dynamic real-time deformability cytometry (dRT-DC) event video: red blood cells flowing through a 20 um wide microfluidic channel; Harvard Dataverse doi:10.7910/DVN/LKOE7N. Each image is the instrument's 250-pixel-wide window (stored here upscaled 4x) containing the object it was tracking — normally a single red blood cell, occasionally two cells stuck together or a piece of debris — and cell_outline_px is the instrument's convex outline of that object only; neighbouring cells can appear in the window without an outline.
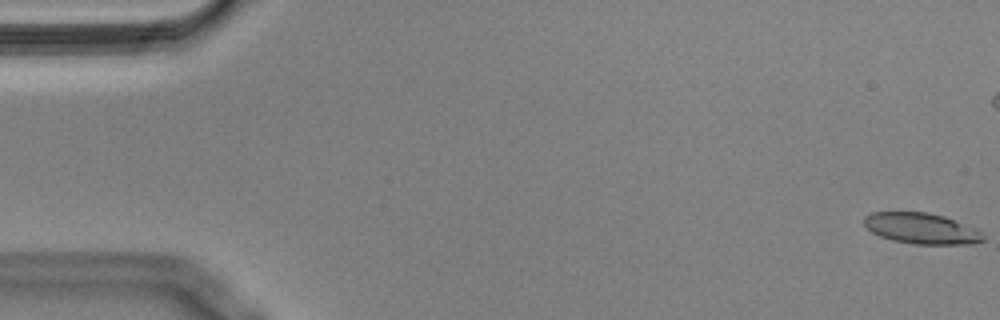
{"species": "Egyptian fruit bat (a non-hibernating species)", "species_latin": "Rousettus aegyptiacus", "temperature_condition": "cold", "stored_images_in_passage": 57, "camera_frame_rate_fps": 3000, "um_per_image_px": 0.085, "animal": {"sex": "male"}, "frame": {"image": 1, "passage_image": 1, "time_ms": 0.0, "image_size_px": [1000, 320], "cell_outline_px": [[984, 240], [972, 244], [912, 244], [892, 240], [880, 236], [872, 232], [864, 224], [864, 216], [872, 212], [928, 212], [944, 216], [976, 228], [984, 232]], "centroid_in_image_um": [78.35, 19.42], "position_along_channel_um": 6.6, "area_um2": 21.56}}
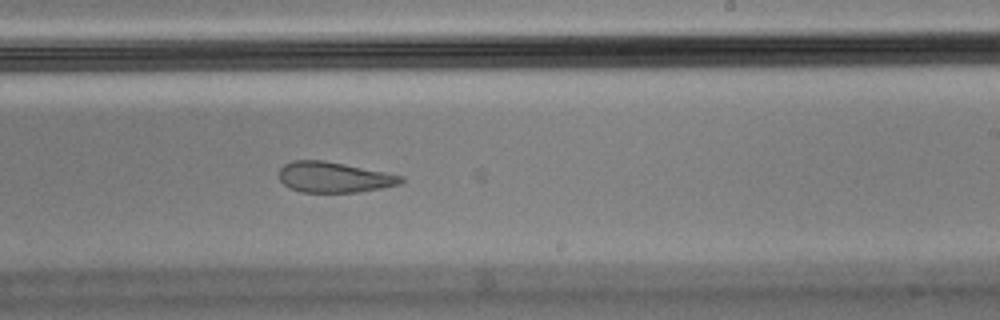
{"frame": {"image": 2, "passage_image": 34, "time_ms": 11.0, "image_size_px": [1000, 320], "cell_outline_px": [[404, 180], [400, 184], [380, 188], [356, 192], [300, 192], [284, 184], [280, 180], [280, 168], [284, 164], [292, 160], [324, 160], [404, 176]], "centroid_in_image_um": [28.38, 15.06], "position_along_channel_um": 260.6, "area_um2": 21.5}}